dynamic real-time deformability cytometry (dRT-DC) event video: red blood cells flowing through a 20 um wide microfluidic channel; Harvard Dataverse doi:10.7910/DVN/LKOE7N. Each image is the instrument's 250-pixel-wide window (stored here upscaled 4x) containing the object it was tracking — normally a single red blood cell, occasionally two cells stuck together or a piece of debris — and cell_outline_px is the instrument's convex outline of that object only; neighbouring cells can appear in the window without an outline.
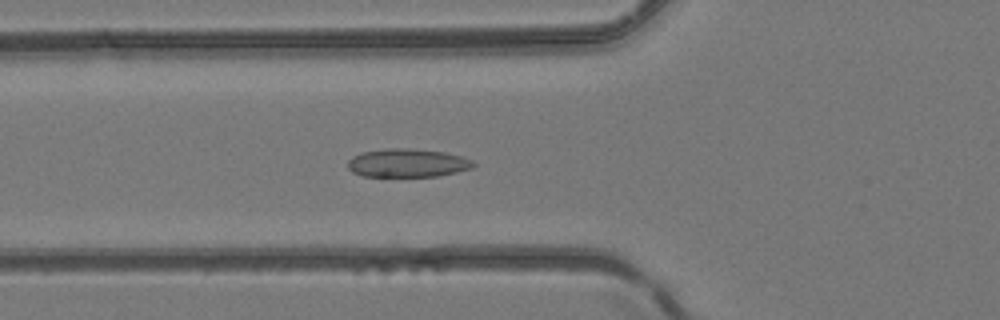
{"species": "common noctule bat (a hibernating species)", "species_latin": "Nyctalus noctula", "temperature_condition": "room temperature", "stored_images_in_passage": 47, "camera_frame_rate_fps": 3000, "um_per_image_px": 0.085, "animal": {"sex": "female", "body_mass_g": 24.6, "forearm_length_mm": 56.2}, "frame": {"image": 1, "passage_image": 18, "time_ms": 5.667, "image_size_px": [1000, 320], "cell_outline_px": [[476, 164], [472, 168], [440, 176], [360, 176], [352, 172], [348, 168], [348, 160], [352, 156], [360, 152], [384, 148], [408, 148], [444, 152], [460, 156], [472, 160]], "centroid_in_image_um": [34.6, 13.85], "position_along_channel_um": 91.2, "area_um2": 20.92}}
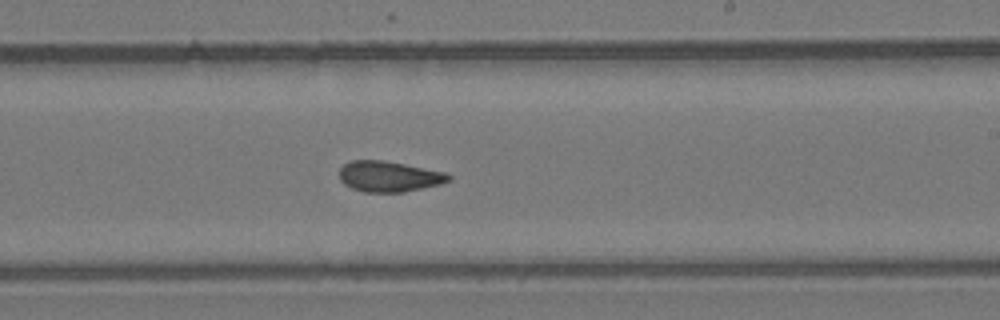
{"frame": {"image": 2, "passage_image": 29, "time_ms": 9.333, "image_size_px": [1000, 320], "cell_outline_px": [[452, 180], [440, 184], [404, 192], [364, 192], [352, 188], [344, 184], [340, 180], [340, 168], [344, 164], [352, 160], [384, 160], [444, 172], [452, 176]], "centroid_in_image_um": [33.06, 15.0], "position_along_channel_um": 255.9, "area_um2": 19.48}}
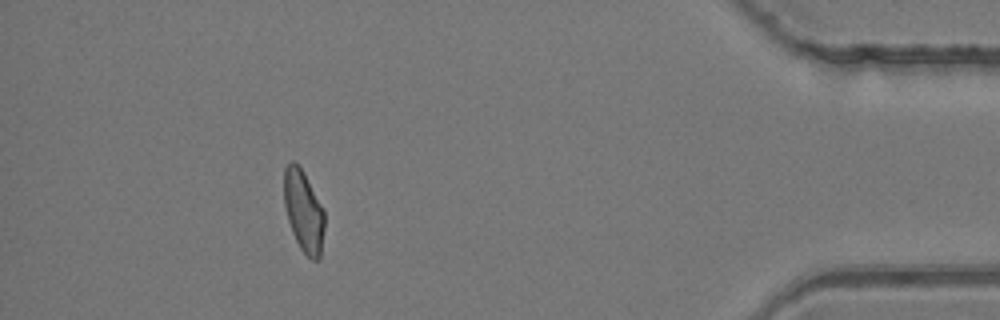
{"frame": {"image": 3, "passage_image": 43, "time_ms": 14.0, "image_size_px": [1000, 320], "cell_outline_px": [[324, 228], [320, 260], [312, 260], [300, 248], [292, 232], [288, 220], [284, 204], [284, 168], [292, 160], [304, 172], [324, 208]], "centroid_in_image_um": [25.81, 17.95], "position_along_channel_um": 409.4, "area_um2": 19.31}}